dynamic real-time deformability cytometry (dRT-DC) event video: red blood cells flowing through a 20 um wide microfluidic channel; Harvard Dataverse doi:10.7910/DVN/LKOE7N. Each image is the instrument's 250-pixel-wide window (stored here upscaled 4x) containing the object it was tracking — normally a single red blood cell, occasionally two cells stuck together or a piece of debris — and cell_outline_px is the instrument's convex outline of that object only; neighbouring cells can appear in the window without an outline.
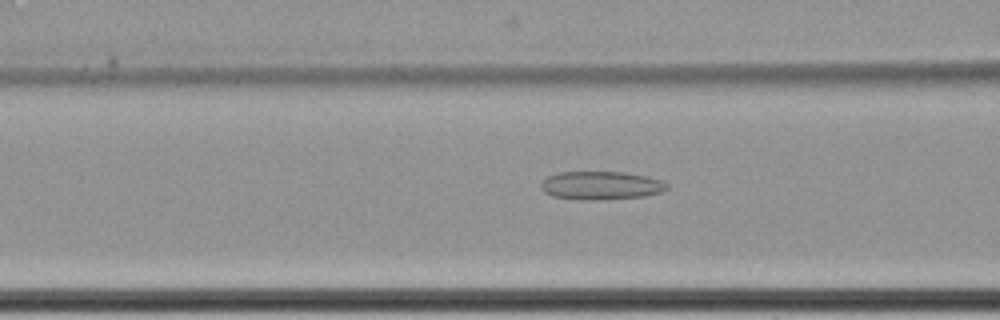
{"species": "common noctule bat (a hibernating species)", "species_latin": "Nyctalus noctula", "temperature_condition": "cold", "stored_images_in_passage": 64, "camera_frame_rate_fps": 3000, "um_per_image_px": 0.085, "animal": {"sex": "female", "body_mass_g": 22.7, "forearm_length_mm": 54.2}, "frame": {"image": 1, "passage_image": 29, "time_ms": 9.333, "image_size_px": [1000, 320], "cell_outline_px": [[668, 188], [660, 192], [644, 196], [608, 200], [584, 200], [552, 196], [544, 192], [540, 188], [540, 184], [548, 176], [560, 172], [624, 172], [648, 176], [664, 180], [668, 184]], "centroid_in_image_um": [51.11, 15.77], "position_along_channel_um": 115.5, "area_um2": 21.04}}
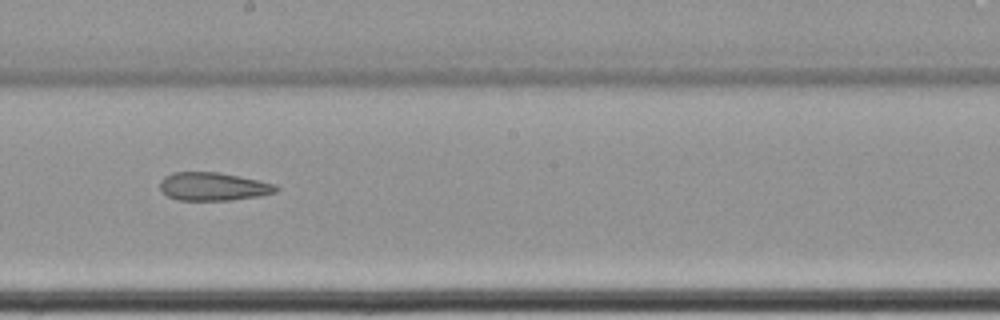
{"frame": {"image": 2, "passage_image": 39, "time_ms": 12.667, "image_size_px": [1000, 320], "cell_outline_px": [[280, 188], [276, 192], [260, 196], [232, 200], [176, 200], [160, 192], [160, 180], [164, 176], [172, 172], [216, 172], [276, 184]], "centroid_in_image_um": [18.08, 15.86], "position_along_channel_um": 230.1, "area_um2": 19.13}}
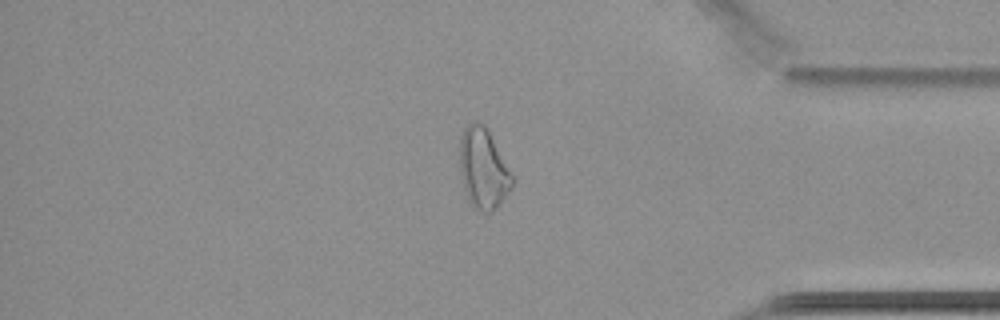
{"frame": {"image": 3, "passage_image": 55, "time_ms": 18.0, "image_size_px": [1000, 320], "cell_outline_px": [[516, 180], [512, 188], [496, 208], [488, 212], [480, 212], [472, 208], [468, 200], [464, 188], [460, 172], [460, 136], [464, 128], [472, 120], [480, 120], [484, 124], [516, 176]], "centroid_in_image_um": [41.11, 14.32], "position_along_channel_um": 394.1, "area_um2": 25.32}, "authors_computed_cell_mechanics": {"area_um2": 25.3742, "velocity_mm_per_s": 3.4375, "shape_relaxation_time_tau1_ms": null, "shape_relaxation_time_tau2_ms": 7.703, "deformation_change_tau1": null, "deformation_change_tau2": 0.1788}}